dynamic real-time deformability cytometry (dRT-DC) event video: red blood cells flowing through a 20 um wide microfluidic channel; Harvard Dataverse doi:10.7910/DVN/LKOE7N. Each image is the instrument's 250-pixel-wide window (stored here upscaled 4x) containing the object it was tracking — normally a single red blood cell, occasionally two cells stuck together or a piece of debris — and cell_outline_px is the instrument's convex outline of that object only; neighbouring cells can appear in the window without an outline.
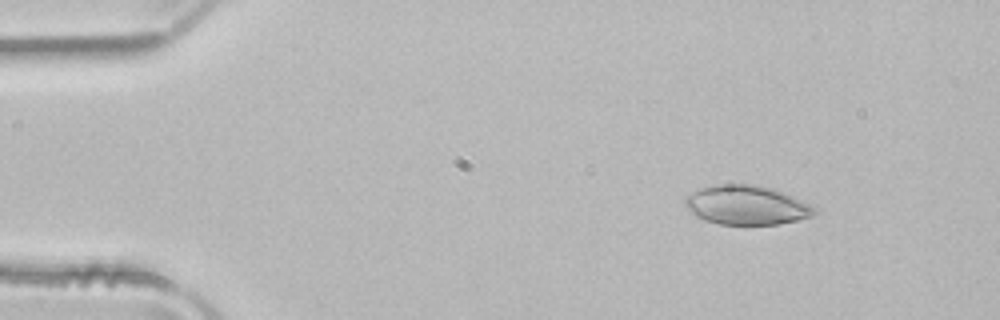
{"species": "common noctule bat (a hibernating species)", "species_latin": "Nyctalus noctula", "temperature_condition": "room temperature", "stored_images_in_passage": 45, "camera_frame_rate_fps": 3000, "um_per_image_px": 0.085, "animal": {"sex": "male", "body_mass_g": 21.5, "forearm_length_mm": 52.0}, "frame": {"image": 1, "passage_image": 1, "time_ms": 0.0, "image_size_px": [1000, 320], "cell_outline_px": [[820, 208], [812, 216], [780, 224], [720, 224], [704, 220], [696, 216], [684, 204], [684, 200], [692, 192], [700, 188], [720, 184], [752, 184], [772, 188], [792, 196]], "centroid_in_image_um": [63.48, 17.43], "position_along_channel_um": 21.5, "area_um2": 29.48}}
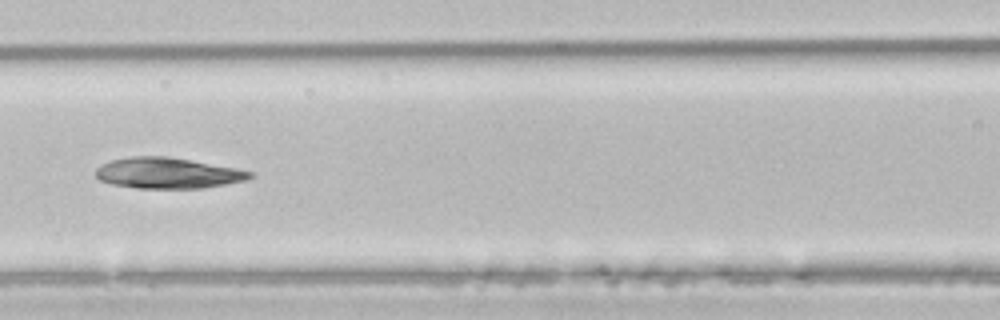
{"frame": {"image": 2, "passage_image": 17, "time_ms": 5.333, "image_size_px": [1000, 320], "cell_outline_px": [[252, 176], [244, 180], [204, 188], [136, 188], [112, 184], [100, 180], [96, 176], [96, 168], [100, 164], [112, 160], [128, 156], [168, 156], [232, 168], [252, 172]], "centroid_in_image_um": [14.16, 14.71], "position_along_channel_um": 152.4, "area_um2": 27.34}}
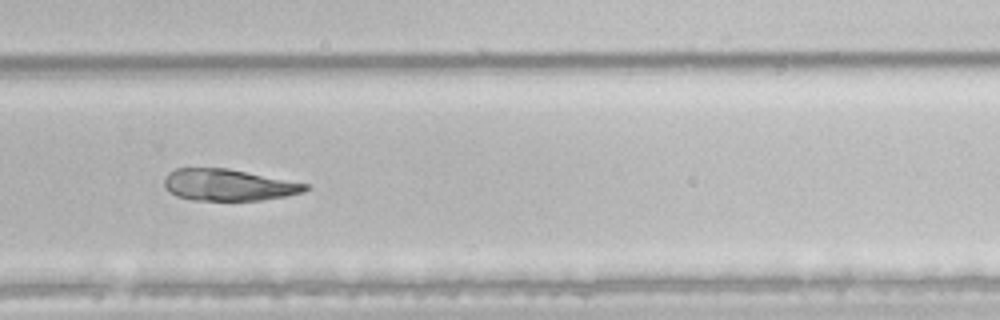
{"frame": {"image": 3, "passage_image": 29, "time_ms": 9.333, "image_size_px": [1000, 320], "cell_outline_px": [[308, 188], [304, 192], [288, 196], [260, 200], [192, 200], [176, 196], [168, 192], [164, 184], [164, 180], [168, 172], [176, 168], [228, 168], [308, 184]], "centroid_in_image_um": [19.39, 15.72], "position_along_channel_um": 310.4, "area_um2": 26.01}, "authors_computed_cell_mechanics": {"area_um2": 28.322, "velocity_mm_per_s": 3.9707, "shape_relaxation_time_tau1_ms": 5.0683, "shape_relaxation_time_tau2_ms": null, "deformation_change_tau1": 0.101, "deformation_change_tau2": null}}